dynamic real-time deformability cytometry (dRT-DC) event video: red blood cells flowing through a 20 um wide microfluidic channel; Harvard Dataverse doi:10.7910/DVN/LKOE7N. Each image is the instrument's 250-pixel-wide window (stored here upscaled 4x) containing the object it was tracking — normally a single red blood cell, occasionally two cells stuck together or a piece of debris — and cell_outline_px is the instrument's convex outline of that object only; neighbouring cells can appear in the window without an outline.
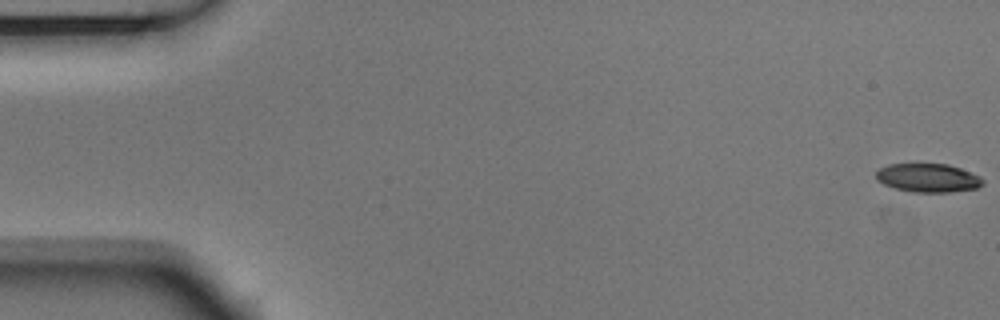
{"species": "Egyptian fruit bat (a non-hibernating species)", "species_latin": "Rousettus aegyptiacus", "temperature_condition": "room temperature", "stored_images_in_passage": 6, "camera_frame_rate_fps": 3000, "um_per_image_px": 0.085, "animal": {"sex": "male"}, "frame": {"image": 1, "passage_image": 1, "time_ms": 0.0, "image_size_px": [1000, 320], "cell_outline_px": [[984, 184], [976, 188], [948, 192], [912, 192], [896, 188], [884, 184], [876, 180], [876, 172], [880, 168], [888, 164], [948, 164], [960, 168], [980, 176], [984, 180]], "centroid_in_image_um": [78.88, 15.12], "position_along_channel_um": 6.1, "area_um2": 17.74}}
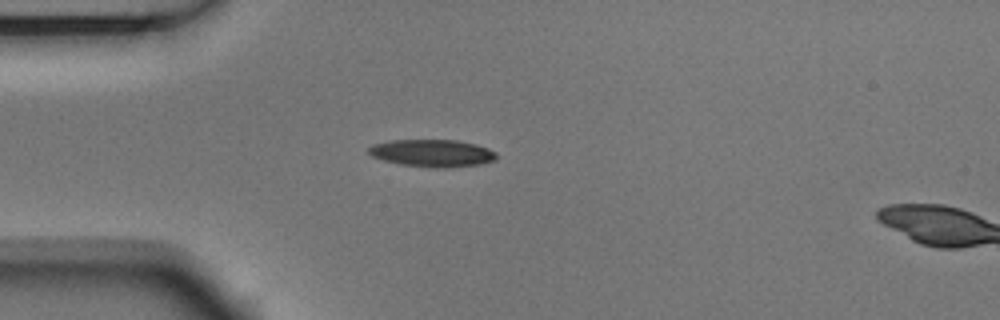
{"frame": {"image": 2, "passage_image": 5, "time_ms": 1.333, "image_size_px": [1000, 320], "cell_outline_px": [[496, 160], [480, 164], [448, 168], [432, 168], [400, 164], [384, 160], [372, 156], [368, 152], [368, 148], [372, 144], [392, 140], [456, 140], [476, 144], [488, 148], [496, 152]], "centroid_in_image_um": [36.75, 13.02], "position_along_channel_um": 48.2, "area_um2": 20.46}}